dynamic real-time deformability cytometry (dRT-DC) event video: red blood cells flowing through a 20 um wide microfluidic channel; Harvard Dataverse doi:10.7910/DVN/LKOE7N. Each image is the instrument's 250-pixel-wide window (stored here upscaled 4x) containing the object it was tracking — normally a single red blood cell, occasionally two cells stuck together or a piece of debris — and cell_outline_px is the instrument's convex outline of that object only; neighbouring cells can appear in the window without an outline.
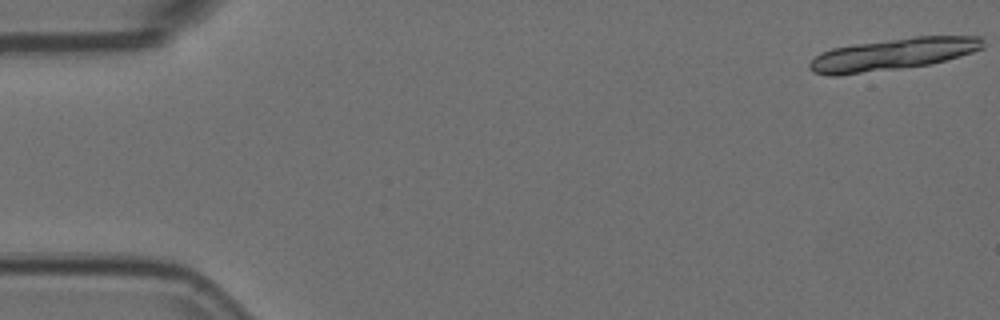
{"species": "Egyptian fruit bat (a non-hibernating species)", "species_latin": "Rousettus aegyptiacus", "temperature_condition": "room temperature", "stored_images_in_passage": 20, "segment_of_instrument_passage": [1, 2], "camera_frame_rate_fps": 3000, "um_per_image_px": 0.085, "animal": {"sex": "female"}, "frame": {"image": 1, "passage_image": 1, "time_ms": 0.0, "image_size_px": [1000, 320], "cell_outline_px": [[984, 48], [972, 52], [944, 60], [928, 64], [900, 68], [836, 76], [828, 76], [812, 72], [808, 68], [808, 64], [820, 52], [832, 48], [856, 44], [912, 36], [984, 36]], "centroid_in_image_um": [75.87, 4.6], "position_along_channel_um": 9.1, "area_um2": 32.19}}